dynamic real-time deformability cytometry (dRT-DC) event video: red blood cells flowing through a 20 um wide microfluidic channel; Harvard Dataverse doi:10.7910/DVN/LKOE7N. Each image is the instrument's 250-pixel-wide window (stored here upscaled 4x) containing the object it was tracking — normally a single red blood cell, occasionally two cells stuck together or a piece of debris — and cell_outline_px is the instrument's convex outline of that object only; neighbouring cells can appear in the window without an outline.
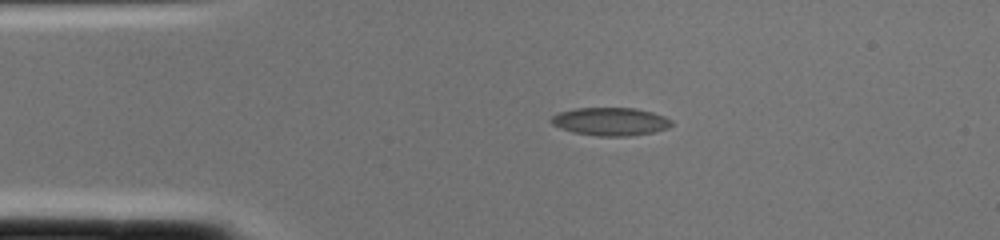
{"species": "common noctule bat (a hibernating species)", "species_latin": "Nyctalus noctula", "temperature_condition": "cold", "stored_images_in_passage": 2, "camera_frame_rate_fps": 3000, "um_per_image_px": 0.085, "animal": {"sex": "female", "body_mass_g": 22.0, "forearm_length_mm": 56.7}, "frame": {"image": 1, "passage_image": 1, "time_ms": 0.0, "image_size_px": [1000, 240], "cell_outline_px": [[672, 124], [668, 128], [652, 132], [628, 136], [596, 136], [572, 132], [560, 128], [552, 124], [548, 120], [552, 116], [560, 112], [576, 108], [636, 108], [652, 112], [664, 116], [672, 120]], "centroid_in_image_um": [51.87, 10.33], "position_along_channel_um": 33.1, "area_um2": 19.71}}